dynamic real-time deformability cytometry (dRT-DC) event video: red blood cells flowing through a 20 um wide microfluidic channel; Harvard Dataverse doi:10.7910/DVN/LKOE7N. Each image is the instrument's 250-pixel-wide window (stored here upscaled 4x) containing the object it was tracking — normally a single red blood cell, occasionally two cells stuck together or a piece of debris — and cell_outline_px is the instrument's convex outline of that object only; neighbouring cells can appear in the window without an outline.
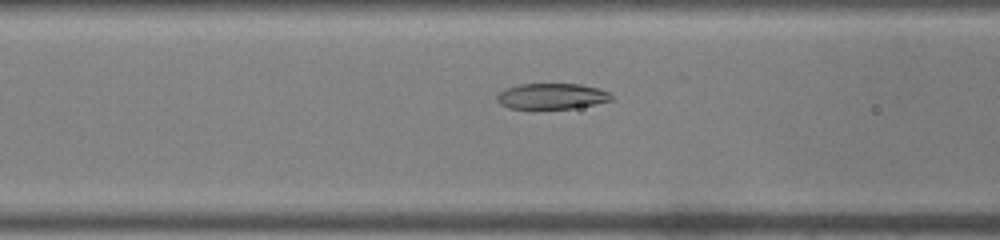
{"species": "common noctule bat (a hibernating species)", "species_latin": "Nyctalus noctula", "temperature_condition": "warm", "stored_images_in_passage": 38, "camera_frame_rate_fps": 3000, "um_per_image_px": 0.085, "animal": {"sex": "male", "body_mass_g": 19.0, "forearm_length_mm": 50.8}, "frame": {"image": 1, "passage_image": 11, "time_ms": 3.333, "image_size_px": [1000, 240], "cell_outline_px": [[612, 100], [572, 108], [508, 108], [500, 104], [496, 100], [496, 96], [504, 88], [520, 84], [580, 84], [596, 88], [608, 92], [612, 96]], "centroid_in_image_um": [46.84, 8.17], "position_along_channel_um": 119.8, "area_um2": 16.94}}
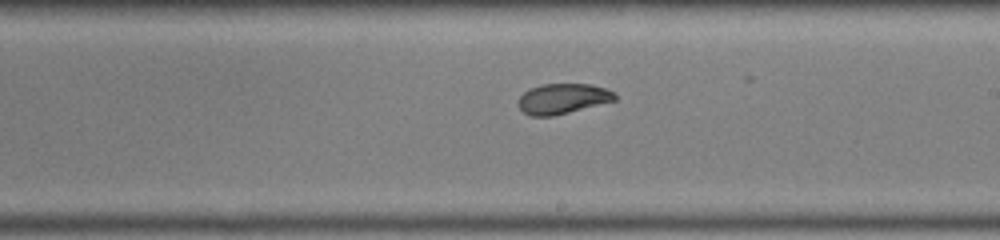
{"frame": {"image": 2, "passage_image": 20, "time_ms": 6.333, "image_size_px": [1000, 240], "cell_outline_px": [[616, 100], [552, 116], [528, 116], [520, 108], [520, 96], [528, 88], [540, 84], [592, 84], [604, 88], [612, 92], [616, 96]], "centroid_in_image_um": [47.8, 8.38], "position_along_channel_um": 241.2, "area_um2": 16.82}}
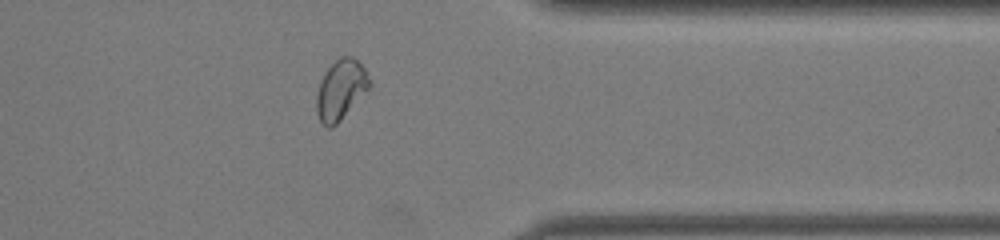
{"frame": {"image": 3, "passage_image": 31, "time_ms": 10.0, "image_size_px": [1000, 240], "cell_outline_px": [[372, 84], [340, 120], [332, 128], [328, 128], [320, 120], [316, 112], [316, 96], [320, 80], [324, 72], [340, 56], [352, 56], [364, 68], [372, 80]], "centroid_in_image_um": [28.95, 7.61], "position_along_channel_um": 382.4, "area_um2": 18.32}}